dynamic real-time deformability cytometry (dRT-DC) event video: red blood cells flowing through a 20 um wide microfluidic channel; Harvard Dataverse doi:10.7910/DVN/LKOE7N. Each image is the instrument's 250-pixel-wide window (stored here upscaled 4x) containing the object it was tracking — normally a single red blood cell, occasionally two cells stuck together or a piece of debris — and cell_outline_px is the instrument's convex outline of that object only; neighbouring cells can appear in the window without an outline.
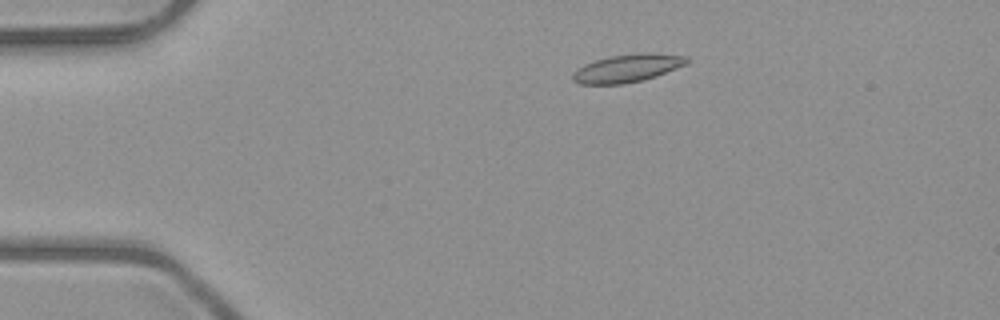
{"species": "common noctule bat (a hibernating species)", "species_latin": "Nyctalus noctula", "temperature_condition": "room temperature", "stored_images_in_passage": 5, "camera_frame_rate_fps": 3000, "um_per_image_px": 0.085, "animal": {"sex": "male", "body_mass_g": 23.1, "forearm_length_mm": 52.7}, "frame": {"image": 1, "passage_image": 1, "time_ms": 0.0, "image_size_px": [1000, 320], "cell_outline_px": [[688, 64], [656, 76], [624, 84], [580, 84], [572, 80], [572, 72], [576, 68], [584, 64], [608, 56], [640, 52], [648, 52], [684, 56], [688, 60]], "centroid_in_image_um": [53.29, 5.79], "position_along_channel_um": 31.7, "area_um2": 18.67}}